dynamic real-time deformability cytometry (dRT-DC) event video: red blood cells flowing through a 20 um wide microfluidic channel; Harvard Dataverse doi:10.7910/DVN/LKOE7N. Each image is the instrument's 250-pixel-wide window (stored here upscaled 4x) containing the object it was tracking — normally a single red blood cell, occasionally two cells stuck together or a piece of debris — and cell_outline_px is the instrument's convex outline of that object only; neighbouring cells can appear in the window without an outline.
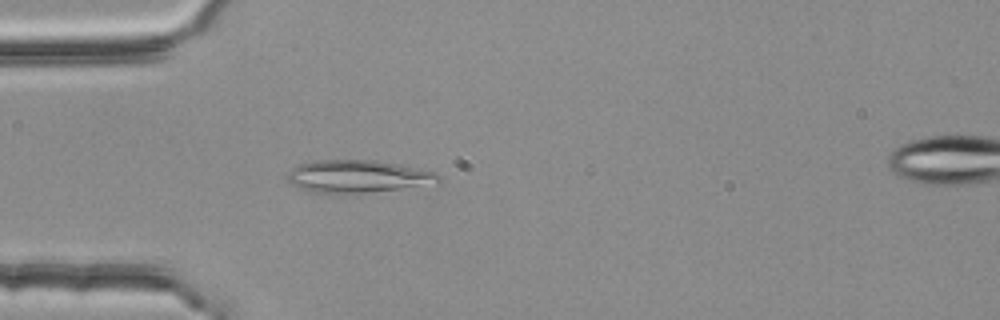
{"species": "common noctule bat (a hibernating species)", "species_latin": "Nyctalus noctula", "temperature_condition": "room temperature", "stored_images_in_passage": 42, "camera_frame_rate_fps": 3000, "um_per_image_px": 0.085, "animal": {"sex": "female", "body_mass_g": 25.1}, "frame": {"image": 1, "passage_image": 4, "time_ms": 1.0, "image_size_px": [1000, 320], "cell_outline_px": [[440, 184], [340, 196], [308, 192], [296, 188], [288, 184], [288, 172], [292, 168], [300, 164], [312, 160], [372, 160], [396, 164], [436, 172], [440, 176]], "centroid_in_image_um": [30.37, 15.04], "position_along_channel_um": 54.6, "area_um2": 29.77}}
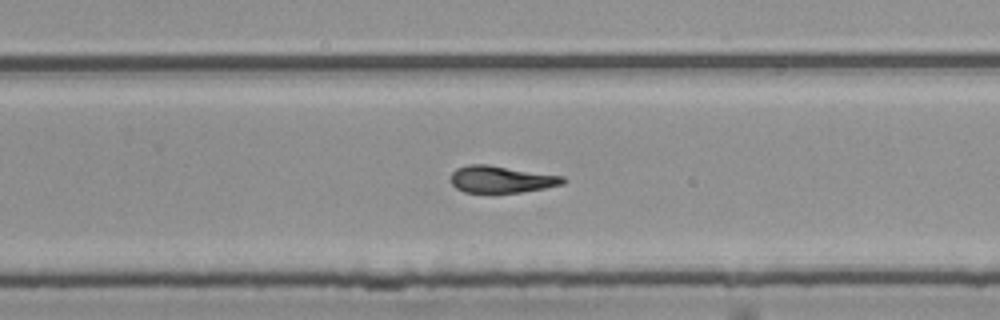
{"frame": {"image": 2, "passage_image": 23, "time_ms": 7.333, "image_size_px": [1000, 320], "cell_outline_px": [[568, 180], [564, 184], [544, 188], [520, 192], [464, 192], [456, 188], [452, 184], [452, 172], [456, 168], [468, 164], [488, 164], [564, 176]], "centroid_in_image_um": [42.64, 15.23], "position_along_channel_um": 287.2, "area_um2": 17.63}}
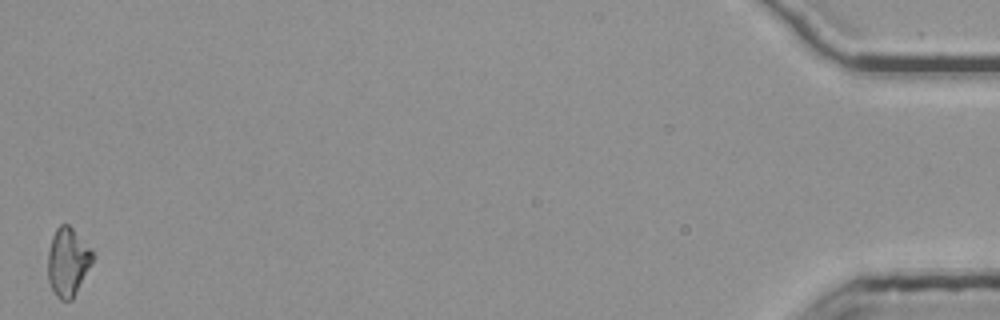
{"frame": {"image": 3, "passage_image": 42, "time_ms": 13.667, "image_size_px": [1000, 320], "cell_outline_px": [[96, 256], [72, 300], [60, 300], [56, 296], [48, 280], [48, 252], [52, 236], [56, 228], [60, 224], [68, 224], [72, 228]], "centroid_in_image_um": [5.76, 22.27], "position_along_channel_um": 429.4, "area_um2": 17.74}, "authors_computed_cell_mechanics": {"area_um2": 18.1203, "velocity_mm_per_s": 3.781, "shape_relaxation_time_tau1_ms": null, "shape_relaxation_time_tau2_ms": 5.4346, "deformation_change_tau1": null, "deformation_change_tau2": 0.139}}